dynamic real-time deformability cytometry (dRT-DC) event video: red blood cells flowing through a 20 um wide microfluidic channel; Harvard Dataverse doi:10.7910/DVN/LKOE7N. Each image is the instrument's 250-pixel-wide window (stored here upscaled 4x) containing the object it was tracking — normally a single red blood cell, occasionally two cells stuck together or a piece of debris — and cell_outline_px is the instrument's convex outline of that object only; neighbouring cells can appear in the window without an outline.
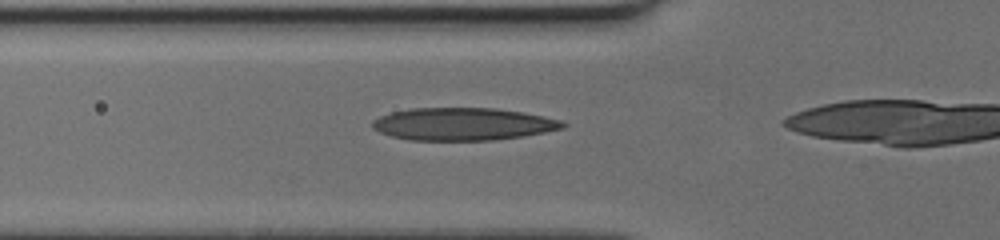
{"species": "human", "species_latin": "Homo sapiens", "temperature_condition": "cold", "stored_images_in_passage": 23, "camera_frame_rate_fps": 3000, "um_per_image_px": 0.085, "donor": {"sex": "female"}, "frame": {"image": 1, "passage_image": 15, "time_ms": 4.667, "image_size_px": [1000, 240], "cell_outline_px": [[568, 124], [564, 128], [524, 136], [492, 140], [408, 140], [392, 136], [380, 132], [372, 128], [372, 120], [380, 116], [392, 112], [412, 108], [496, 108], [524, 112], [544, 116], [560, 120]], "centroid_in_image_um": [39.36, 10.54], "position_along_channel_um": 86.4, "area_um2": 36.18}}
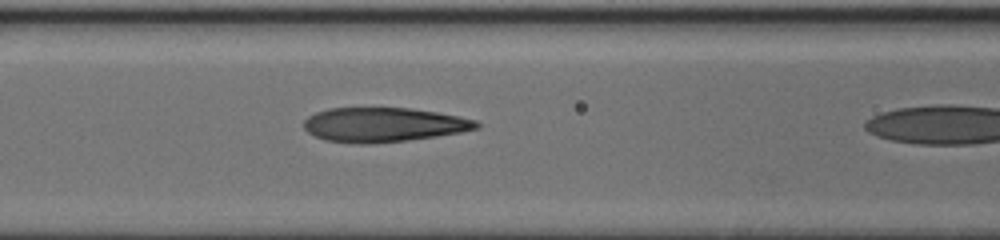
{"frame": {"image": 2, "passage_image": 19, "time_ms": 6.0, "image_size_px": [1000, 240], "cell_outline_px": [[480, 128], [460, 132], [436, 136], [404, 140], [368, 144], [360, 144], [324, 140], [308, 132], [304, 128], [304, 120], [308, 116], [316, 112], [328, 108], [412, 108], [436, 112], [476, 120], [480, 124]], "centroid_in_image_um": [32.58, 10.6], "position_along_channel_um": 134.0, "area_um2": 34.39}}
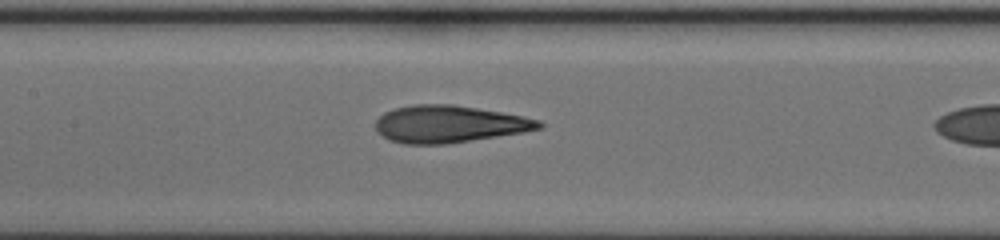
{"frame": {"image": 3, "passage_image": 22, "time_ms": 7.0, "image_size_px": [1000, 240], "cell_outline_px": [[544, 124], [540, 128], [524, 132], [444, 144], [404, 144], [388, 140], [376, 128], [376, 120], [384, 112], [392, 108], [412, 104], [452, 104], [500, 112], [540, 120]], "centroid_in_image_um": [38.14, 10.54], "position_along_channel_um": 169.3, "area_um2": 35.14}}